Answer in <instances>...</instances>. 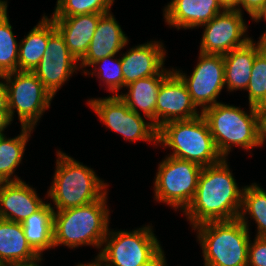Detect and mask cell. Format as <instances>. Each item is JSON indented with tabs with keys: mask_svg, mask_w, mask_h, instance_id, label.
<instances>
[{
	"mask_svg": "<svg viewBox=\"0 0 266 266\" xmlns=\"http://www.w3.org/2000/svg\"><path fill=\"white\" fill-rule=\"evenodd\" d=\"M6 77L7 109L11 119L17 112L21 127L34 129L54 97L33 72L15 71L7 73Z\"/></svg>",
	"mask_w": 266,
	"mask_h": 266,
	"instance_id": "9c48e42d",
	"label": "cell"
},
{
	"mask_svg": "<svg viewBox=\"0 0 266 266\" xmlns=\"http://www.w3.org/2000/svg\"><path fill=\"white\" fill-rule=\"evenodd\" d=\"M88 100L90 108L98 115L106 128L121 134L125 141L141 140L158 145V130L153 123L146 122L141 114L130 110L118 95Z\"/></svg>",
	"mask_w": 266,
	"mask_h": 266,
	"instance_id": "30bf717a",
	"label": "cell"
},
{
	"mask_svg": "<svg viewBox=\"0 0 266 266\" xmlns=\"http://www.w3.org/2000/svg\"><path fill=\"white\" fill-rule=\"evenodd\" d=\"M172 69L163 68L157 75L138 79L125 88L128 92L118 96L126 103L130 110L143 114L156 127V101L161 84L173 73ZM140 110V111H139Z\"/></svg>",
	"mask_w": 266,
	"mask_h": 266,
	"instance_id": "ffe728a7",
	"label": "cell"
},
{
	"mask_svg": "<svg viewBox=\"0 0 266 266\" xmlns=\"http://www.w3.org/2000/svg\"><path fill=\"white\" fill-rule=\"evenodd\" d=\"M56 169L47 192L57 210L79 207L101 199L109 184L95 171L78 162L63 151L57 150Z\"/></svg>",
	"mask_w": 266,
	"mask_h": 266,
	"instance_id": "3957f363",
	"label": "cell"
},
{
	"mask_svg": "<svg viewBox=\"0 0 266 266\" xmlns=\"http://www.w3.org/2000/svg\"><path fill=\"white\" fill-rule=\"evenodd\" d=\"M243 14L235 9H225L217 14L203 28L199 52L225 55L233 49L244 46L252 37H248L247 25Z\"/></svg>",
	"mask_w": 266,
	"mask_h": 266,
	"instance_id": "4fadbf2b",
	"label": "cell"
},
{
	"mask_svg": "<svg viewBox=\"0 0 266 266\" xmlns=\"http://www.w3.org/2000/svg\"><path fill=\"white\" fill-rule=\"evenodd\" d=\"M52 206L51 202H46L21 223L28 243L39 256H42L47 249H54L53 215L55 208Z\"/></svg>",
	"mask_w": 266,
	"mask_h": 266,
	"instance_id": "603a6c76",
	"label": "cell"
},
{
	"mask_svg": "<svg viewBox=\"0 0 266 266\" xmlns=\"http://www.w3.org/2000/svg\"><path fill=\"white\" fill-rule=\"evenodd\" d=\"M260 117V139L262 146L266 141V111H257Z\"/></svg>",
	"mask_w": 266,
	"mask_h": 266,
	"instance_id": "e575fe53",
	"label": "cell"
},
{
	"mask_svg": "<svg viewBox=\"0 0 266 266\" xmlns=\"http://www.w3.org/2000/svg\"><path fill=\"white\" fill-rule=\"evenodd\" d=\"M265 2L266 0H238L234 9L242 13L243 7L247 14L252 18Z\"/></svg>",
	"mask_w": 266,
	"mask_h": 266,
	"instance_id": "1f68e13d",
	"label": "cell"
},
{
	"mask_svg": "<svg viewBox=\"0 0 266 266\" xmlns=\"http://www.w3.org/2000/svg\"><path fill=\"white\" fill-rule=\"evenodd\" d=\"M75 266H99L95 261L89 262V263H79L78 265Z\"/></svg>",
	"mask_w": 266,
	"mask_h": 266,
	"instance_id": "ab89813d",
	"label": "cell"
},
{
	"mask_svg": "<svg viewBox=\"0 0 266 266\" xmlns=\"http://www.w3.org/2000/svg\"><path fill=\"white\" fill-rule=\"evenodd\" d=\"M238 0H219L225 9H234Z\"/></svg>",
	"mask_w": 266,
	"mask_h": 266,
	"instance_id": "74e56055",
	"label": "cell"
},
{
	"mask_svg": "<svg viewBox=\"0 0 266 266\" xmlns=\"http://www.w3.org/2000/svg\"><path fill=\"white\" fill-rule=\"evenodd\" d=\"M7 3V0H0V9Z\"/></svg>",
	"mask_w": 266,
	"mask_h": 266,
	"instance_id": "60d3db41",
	"label": "cell"
},
{
	"mask_svg": "<svg viewBox=\"0 0 266 266\" xmlns=\"http://www.w3.org/2000/svg\"><path fill=\"white\" fill-rule=\"evenodd\" d=\"M115 56L116 55H111L93 62L90 65V67H93V70H86L82 73H84L85 75H96V77H98L106 85V88L109 91L115 93L114 95H119L118 91L123 88V74L121 67V58L119 56L118 59H115ZM97 65H99L98 68H96Z\"/></svg>",
	"mask_w": 266,
	"mask_h": 266,
	"instance_id": "83f0119b",
	"label": "cell"
},
{
	"mask_svg": "<svg viewBox=\"0 0 266 266\" xmlns=\"http://www.w3.org/2000/svg\"><path fill=\"white\" fill-rule=\"evenodd\" d=\"M6 3L0 9V73L18 71L19 43L12 31Z\"/></svg>",
	"mask_w": 266,
	"mask_h": 266,
	"instance_id": "4316f807",
	"label": "cell"
},
{
	"mask_svg": "<svg viewBox=\"0 0 266 266\" xmlns=\"http://www.w3.org/2000/svg\"><path fill=\"white\" fill-rule=\"evenodd\" d=\"M0 107H7V77L0 73ZM4 81V82H3Z\"/></svg>",
	"mask_w": 266,
	"mask_h": 266,
	"instance_id": "836d02e7",
	"label": "cell"
},
{
	"mask_svg": "<svg viewBox=\"0 0 266 266\" xmlns=\"http://www.w3.org/2000/svg\"><path fill=\"white\" fill-rule=\"evenodd\" d=\"M186 84L173 72L162 84L156 101V129L171 121L200 116Z\"/></svg>",
	"mask_w": 266,
	"mask_h": 266,
	"instance_id": "5bb4252c",
	"label": "cell"
},
{
	"mask_svg": "<svg viewBox=\"0 0 266 266\" xmlns=\"http://www.w3.org/2000/svg\"><path fill=\"white\" fill-rule=\"evenodd\" d=\"M107 194L83 206L54 211V247L64 245L73 249L89 245L101 249L109 230Z\"/></svg>",
	"mask_w": 266,
	"mask_h": 266,
	"instance_id": "7a4b0ae2",
	"label": "cell"
},
{
	"mask_svg": "<svg viewBox=\"0 0 266 266\" xmlns=\"http://www.w3.org/2000/svg\"><path fill=\"white\" fill-rule=\"evenodd\" d=\"M115 0H57L52 16L104 14L111 11Z\"/></svg>",
	"mask_w": 266,
	"mask_h": 266,
	"instance_id": "f1b7e54d",
	"label": "cell"
},
{
	"mask_svg": "<svg viewBox=\"0 0 266 266\" xmlns=\"http://www.w3.org/2000/svg\"><path fill=\"white\" fill-rule=\"evenodd\" d=\"M257 224V237H266V190L256 183L244 186L239 220L249 230L248 217Z\"/></svg>",
	"mask_w": 266,
	"mask_h": 266,
	"instance_id": "484cf974",
	"label": "cell"
},
{
	"mask_svg": "<svg viewBox=\"0 0 266 266\" xmlns=\"http://www.w3.org/2000/svg\"><path fill=\"white\" fill-rule=\"evenodd\" d=\"M42 260V256H38L37 258L31 261L12 263L6 266H41L40 263Z\"/></svg>",
	"mask_w": 266,
	"mask_h": 266,
	"instance_id": "8d00e7d4",
	"label": "cell"
},
{
	"mask_svg": "<svg viewBox=\"0 0 266 266\" xmlns=\"http://www.w3.org/2000/svg\"><path fill=\"white\" fill-rule=\"evenodd\" d=\"M254 107L256 108V111H266V93Z\"/></svg>",
	"mask_w": 266,
	"mask_h": 266,
	"instance_id": "f35d334b",
	"label": "cell"
},
{
	"mask_svg": "<svg viewBox=\"0 0 266 266\" xmlns=\"http://www.w3.org/2000/svg\"><path fill=\"white\" fill-rule=\"evenodd\" d=\"M33 128L21 127V132L13 138L0 136V182L20 181L21 177L13 175L21 164L25 147Z\"/></svg>",
	"mask_w": 266,
	"mask_h": 266,
	"instance_id": "d4e9b609",
	"label": "cell"
},
{
	"mask_svg": "<svg viewBox=\"0 0 266 266\" xmlns=\"http://www.w3.org/2000/svg\"><path fill=\"white\" fill-rule=\"evenodd\" d=\"M164 47L160 41H147L121 54L123 88L138 79L157 75L164 68Z\"/></svg>",
	"mask_w": 266,
	"mask_h": 266,
	"instance_id": "9a60e30c",
	"label": "cell"
},
{
	"mask_svg": "<svg viewBox=\"0 0 266 266\" xmlns=\"http://www.w3.org/2000/svg\"><path fill=\"white\" fill-rule=\"evenodd\" d=\"M157 144L171 148L168 154L201 167L215 165L224 158L218 152L209 126L202 116L165 123L158 129Z\"/></svg>",
	"mask_w": 266,
	"mask_h": 266,
	"instance_id": "8992f818",
	"label": "cell"
},
{
	"mask_svg": "<svg viewBox=\"0 0 266 266\" xmlns=\"http://www.w3.org/2000/svg\"><path fill=\"white\" fill-rule=\"evenodd\" d=\"M225 8L219 0H171L164 7L165 22L176 29H194L208 23Z\"/></svg>",
	"mask_w": 266,
	"mask_h": 266,
	"instance_id": "e0dca14e",
	"label": "cell"
},
{
	"mask_svg": "<svg viewBox=\"0 0 266 266\" xmlns=\"http://www.w3.org/2000/svg\"><path fill=\"white\" fill-rule=\"evenodd\" d=\"M265 46V40L259 39L256 43L251 39L244 46L223 55L224 82L227 91L247 89L254 59Z\"/></svg>",
	"mask_w": 266,
	"mask_h": 266,
	"instance_id": "44dd1931",
	"label": "cell"
},
{
	"mask_svg": "<svg viewBox=\"0 0 266 266\" xmlns=\"http://www.w3.org/2000/svg\"><path fill=\"white\" fill-rule=\"evenodd\" d=\"M204 266H247L249 231L239 218L195 226Z\"/></svg>",
	"mask_w": 266,
	"mask_h": 266,
	"instance_id": "52a82bcc",
	"label": "cell"
},
{
	"mask_svg": "<svg viewBox=\"0 0 266 266\" xmlns=\"http://www.w3.org/2000/svg\"><path fill=\"white\" fill-rule=\"evenodd\" d=\"M266 266V237H255L248 246V265Z\"/></svg>",
	"mask_w": 266,
	"mask_h": 266,
	"instance_id": "4dcf8cb0",
	"label": "cell"
},
{
	"mask_svg": "<svg viewBox=\"0 0 266 266\" xmlns=\"http://www.w3.org/2000/svg\"><path fill=\"white\" fill-rule=\"evenodd\" d=\"M48 43V16L45 14L36 26L19 42L18 71L33 72L42 59Z\"/></svg>",
	"mask_w": 266,
	"mask_h": 266,
	"instance_id": "cb8c5ba5",
	"label": "cell"
},
{
	"mask_svg": "<svg viewBox=\"0 0 266 266\" xmlns=\"http://www.w3.org/2000/svg\"><path fill=\"white\" fill-rule=\"evenodd\" d=\"M226 159L202 168L194 198L183 211L192 228L239 217L244 187H238Z\"/></svg>",
	"mask_w": 266,
	"mask_h": 266,
	"instance_id": "6da1fadb",
	"label": "cell"
},
{
	"mask_svg": "<svg viewBox=\"0 0 266 266\" xmlns=\"http://www.w3.org/2000/svg\"><path fill=\"white\" fill-rule=\"evenodd\" d=\"M202 168L194 162L166 155L154 177L156 202L183 212L194 198Z\"/></svg>",
	"mask_w": 266,
	"mask_h": 266,
	"instance_id": "ba28073f",
	"label": "cell"
},
{
	"mask_svg": "<svg viewBox=\"0 0 266 266\" xmlns=\"http://www.w3.org/2000/svg\"><path fill=\"white\" fill-rule=\"evenodd\" d=\"M152 228L151 225L132 231L109 228L94 261L99 266H167L165 252Z\"/></svg>",
	"mask_w": 266,
	"mask_h": 266,
	"instance_id": "5b68a950",
	"label": "cell"
},
{
	"mask_svg": "<svg viewBox=\"0 0 266 266\" xmlns=\"http://www.w3.org/2000/svg\"><path fill=\"white\" fill-rule=\"evenodd\" d=\"M173 71L186 84L192 102L201 112L220 103L217 98L225 86L223 55L199 52L198 63L190 76L182 70L173 68Z\"/></svg>",
	"mask_w": 266,
	"mask_h": 266,
	"instance_id": "8fae6325",
	"label": "cell"
},
{
	"mask_svg": "<svg viewBox=\"0 0 266 266\" xmlns=\"http://www.w3.org/2000/svg\"><path fill=\"white\" fill-rule=\"evenodd\" d=\"M206 120L218 152L228 157L232 146L244 150L261 147L260 117L256 108L249 104V113L242 108L217 103L201 112Z\"/></svg>",
	"mask_w": 266,
	"mask_h": 266,
	"instance_id": "277c9868",
	"label": "cell"
},
{
	"mask_svg": "<svg viewBox=\"0 0 266 266\" xmlns=\"http://www.w3.org/2000/svg\"><path fill=\"white\" fill-rule=\"evenodd\" d=\"M38 256L28 243L21 223L0 219V262L4 266Z\"/></svg>",
	"mask_w": 266,
	"mask_h": 266,
	"instance_id": "7402d4cb",
	"label": "cell"
},
{
	"mask_svg": "<svg viewBox=\"0 0 266 266\" xmlns=\"http://www.w3.org/2000/svg\"><path fill=\"white\" fill-rule=\"evenodd\" d=\"M253 21L260 22V20L264 19L266 21V2L263 4V6L256 12V14L251 18ZM259 39L266 40V30L263 32L261 37Z\"/></svg>",
	"mask_w": 266,
	"mask_h": 266,
	"instance_id": "d590c367",
	"label": "cell"
},
{
	"mask_svg": "<svg viewBox=\"0 0 266 266\" xmlns=\"http://www.w3.org/2000/svg\"><path fill=\"white\" fill-rule=\"evenodd\" d=\"M45 203L23 180L0 182V219L22 223Z\"/></svg>",
	"mask_w": 266,
	"mask_h": 266,
	"instance_id": "2e32d148",
	"label": "cell"
},
{
	"mask_svg": "<svg viewBox=\"0 0 266 266\" xmlns=\"http://www.w3.org/2000/svg\"><path fill=\"white\" fill-rule=\"evenodd\" d=\"M129 38L121 29L111 11L100 16L97 28L85 56L79 61V68L86 67L104 57L116 55L129 43Z\"/></svg>",
	"mask_w": 266,
	"mask_h": 266,
	"instance_id": "ac0fdd59",
	"label": "cell"
},
{
	"mask_svg": "<svg viewBox=\"0 0 266 266\" xmlns=\"http://www.w3.org/2000/svg\"><path fill=\"white\" fill-rule=\"evenodd\" d=\"M249 104L255 106L266 93V46L256 55L246 89Z\"/></svg>",
	"mask_w": 266,
	"mask_h": 266,
	"instance_id": "f546056e",
	"label": "cell"
},
{
	"mask_svg": "<svg viewBox=\"0 0 266 266\" xmlns=\"http://www.w3.org/2000/svg\"><path fill=\"white\" fill-rule=\"evenodd\" d=\"M12 121L7 107H0V136L5 135L3 132Z\"/></svg>",
	"mask_w": 266,
	"mask_h": 266,
	"instance_id": "d6a6232c",
	"label": "cell"
},
{
	"mask_svg": "<svg viewBox=\"0 0 266 266\" xmlns=\"http://www.w3.org/2000/svg\"><path fill=\"white\" fill-rule=\"evenodd\" d=\"M78 61L69 52L55 23L48 18V43L42 59L33 73L54 97L73 73L79 70ZM77 70V71H76Z\"/></svg>",
	"mask_w": 266,
	"mask_h": 266,
	"instance_id": "7c38bea8",
	"label": "cell"
},
{
	"mask_svg": "<svg viewBox=\"0 0 266 266\" xmlns=\"http://www.w3.org/2000/svg\"><path fill=\"white\" fill-rule=\"evenodd\" d=\"M102 14L51 16L56 30L62 35L69 52L79 62L87 53Z\"/></svg>",
	"mask_w": 266,
	"mask_h": 266,
	"instance_id": "d6986e66",
	"label": "cell"
}]
</instances>
